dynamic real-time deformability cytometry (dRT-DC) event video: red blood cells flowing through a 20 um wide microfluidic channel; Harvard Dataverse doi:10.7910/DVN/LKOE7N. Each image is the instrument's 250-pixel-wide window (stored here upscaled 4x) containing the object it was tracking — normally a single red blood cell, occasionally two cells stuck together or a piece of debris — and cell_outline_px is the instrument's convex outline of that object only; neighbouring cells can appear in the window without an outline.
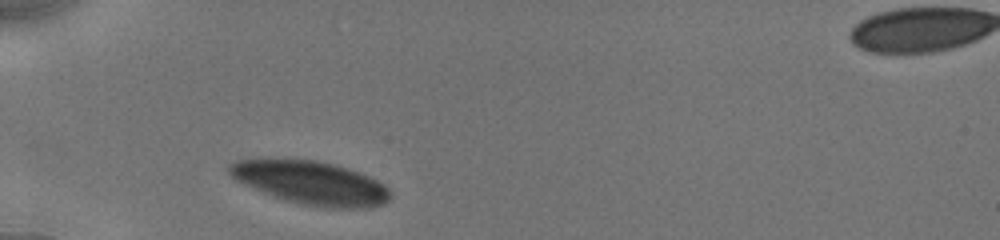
{"species": "human", "species_latin": "Homo sapiens", "temperature_condition": "cold", "stored_images_in_passage": 3, "camera_frame_rate_fps": 3000, "um_per_image_px": 0.085, "donor": {"sex": "male"}, "frame": {"image": 1, "passage_image": 1, "time_ms": 0.0, "image_size_px": [1000, 240], "cell_outline_px": [[392, 196], [384, 204], [372, 208], [328, 208], [304, 204], [272, 196], [244, 184], [236, 180], [228, 172], [228, 164], [236, 160], [316, 160], [348, 168], [360, 172], [384, 184], [392, 192]], "centroid_in_image_um": [26.48, 15.55], "position_along_channel_um": 58.5, "area_um2": 40.4}}
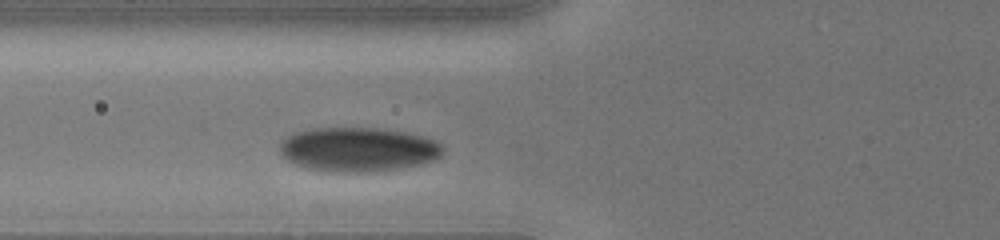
{"frame": {"image": 2, "passage_image": 3, "time_ms": 1.333, "image_size_px": [1000, 240], "cell_outline_px": [[444, 148], [440, 156], [432, 160], [420, 164], [400, 168], [376, 172], [332, 172], [304, 168], [288, 160], [280, 152], [280, 140], [296, 132], [316, 128], [380, 128], [404, 132], [424, 136], [440, 144]], "centroid_in_image_um": [30.42, 12.71], "position_along_channel_um": 95.4, "area_um2": 42.08}}